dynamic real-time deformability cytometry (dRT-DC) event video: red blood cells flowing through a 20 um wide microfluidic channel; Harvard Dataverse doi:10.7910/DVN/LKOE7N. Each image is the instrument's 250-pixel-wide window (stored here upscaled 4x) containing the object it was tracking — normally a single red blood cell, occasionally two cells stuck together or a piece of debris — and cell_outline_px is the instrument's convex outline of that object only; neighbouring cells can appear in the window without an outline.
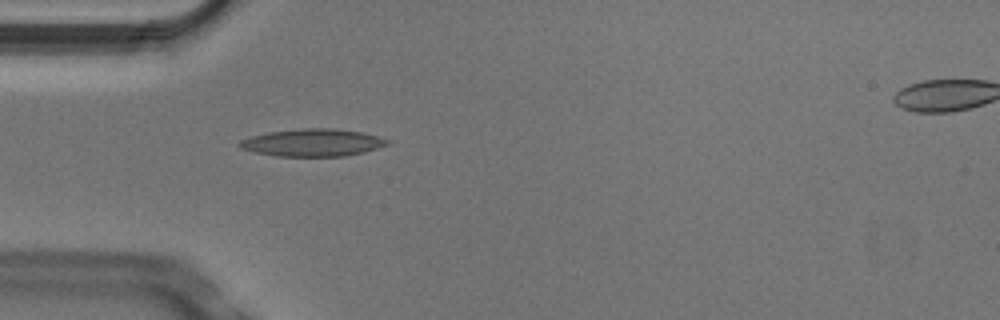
{"species": "Egyptian fruit bat (a non-hibernating species)", "species_latin": "Rousettus aegyptiacus", "temperature_condition": "cold", "stored_images_in_passage": 2, "camera_frame_rate_fps": 3000, "um_per_image_px": 0.085, "animal": {"sex": "male"}, "frame": {"image": 1, "passage_image": 1, "time_ms": 0.0, "image_size_px": [1000, 320], "cell_outline_px": [[392, 144], [364, 152], [344, 156], [276, 156], [256, 152], [240, 148], [236, 144], [240, 140], [252, 136], [268, 132], [300, 128], [332, 128], [360, 132], [392, 140]], "centroid_in_image_um": [26.59, 12.12], "position_along_channel_um": 58.4, "area_um2": 23.7}}